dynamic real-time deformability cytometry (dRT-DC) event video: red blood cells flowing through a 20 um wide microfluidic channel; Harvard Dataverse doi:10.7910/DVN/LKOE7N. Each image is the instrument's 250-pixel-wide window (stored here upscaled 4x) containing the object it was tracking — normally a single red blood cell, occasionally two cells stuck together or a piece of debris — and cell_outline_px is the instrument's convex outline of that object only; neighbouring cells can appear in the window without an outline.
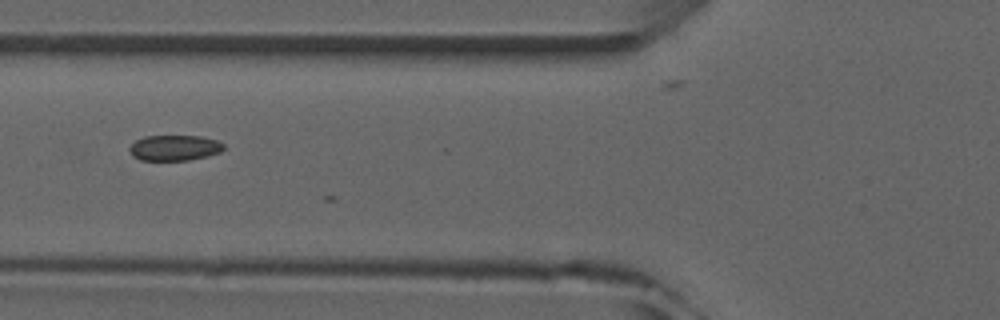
{"species": "common noctule bat (a hibernating species)", "species_latin": "Nyctalus noctula", "temperature_condition": "room temperature", "stored_images_in_passage": 3, "camera_frame_rate_fps": 3000, "um_per_image_px": 0.085, "animal": {"sex": "male", "forearm_length_mm": 52.5}, "frame": {"image": 1, "passage_image": 2, "time_ms": 1.0, "image_size_px": [1000, 320], "cell_outline_px": [[224, 148], [220, 152], [208, 156], [188, 160], [140, 160], [132, 156], [128, 148], [136, 140], [144, 136], [200, 136], [216, 140], [224, 144]], "centroid_in_image_um": [14.82, 12.57], "position_along_channel_um": 111.0, "area_um2": 14.05}}